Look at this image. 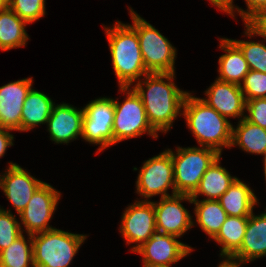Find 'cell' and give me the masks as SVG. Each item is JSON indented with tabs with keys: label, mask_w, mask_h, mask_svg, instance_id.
<instances>
[{
	"label": "cell",
	"mask_w": 266,
	"mask_h": 267,
	"mask_svg": "<svg viewBox=\"0 0 266 267\" xmlns=\"http://www.w3.org/2000/svg\"><path fill=\"white\" fill-rule=\"evenodd\" d=\"M242 51L249 69L266 73V45L263 42L231 39Z\"/></svg>",
	"instance_id": "cell-28"
},
{
	"label": "cell",
	"mask_w": 266,
	"mask_h": 267,
	"mask_svg": "<svg viewBox=\"0 0 266 267\" xmlns=\"http://www.w3.org/2000/svg\"><path fill=\"white\" fill-rule=\"evenodd\" d=\"M192 204L195 206L194 215L196 217L193 226L194 223H197L213 239L220 231L228 215L218 200L192 199Z\"/></svg>",
	"instance_id": "cell-25"
},
{
	"label": "cell",
	"mask_w": 266,
	"mask_h": 267,
	"mask_svg": "<svg viewBox=\"0 0 266 267\" xmlns=\"http://www.w3.org/2000/svg\"><path fill=\"white\" fill-rule=\"evenodd\" d=\"M218 201L228 216L249 217L258 198L251 187L237 178Z\"/></svg>",
	"instance_id": "cell-20"
},
{
	"label": "cell",
	"mask_w": 266,
	"mask_h": 267,
	"mask_svg": "<svg viewBox=\"0 0 266 267\" xmlns=\"http://www.w3.org/2000/svg\"><path fill=\"white\" fill-rule=\"evenodd\" d=\"M6 5H4L1 1H0V11L5 7Z\"/></svg>",
	"instance_id": "cell-41"
},
{
	"label": "cell",
	"mask_w": 266,
	"mask_h": 267,
	"mask_svg": "<svg viewBox=\"0 0 266 267\" xmlns=\"http://www.w3.org/2000/svg\"><path fill=\"white\" fill-rule=\"evenodd\" d=\"M247 5V10H243L237 6L234 7V13L237 11L241 18L243 19L244 24L252 18L257 12L266 9V0H245Z\"/></svg>",
	"instance_id": "cell-34"
},
{
	"label": "cell",
	"mask_w": 266,
	"mask_h": 267,
	"mask_svg": "<svg viewBox=\"0 0 266 267\" xmlns=\"http://www.w3.org/2000/svg\"><path fill=\"white\" fill-rule=\"evenodd\" d=\"M263 156H264V176H265V180H266V150L264 151L263 153Z\"/></svg>",
	"instance_id": "cell-38"
},
{
	"label": "cell",
	"mask_w": 266,
	"mask_h": 267,
	"mask_svg": "<svg viewBox=\"0 0 266 267\" xmlns=\"http://www.w3.org/2000/svg\"><path fill=\"white\" fill-rule=\"evenodd\" d=\"M220 45L225 54L218 59L220 81L241 85L246 74L250 71L247 61L244 59L240 48L228 38H220Z\"/></svg>",
	"instance_id": "cell-19"
},
{
	"label": "cell",
	"mask_w": 266,
	"mask_h": 267,
	"mask_svg": "<svg viewBox=\"0 0 266 267\" xmlns=\"http://www.w3.org/2000/svg\"><path fill=\"white\" fill-rule=\"evenodd\" d=\"M22 234V226L16 217L0 207V252L9 247Z\"/></svg>",
	"instance_id": "cell-30"
},
{
	"label": "cell",
	"mask_w": 266,
	"mask_h": 267,
	"mask_svg": "<svg viewBox=\"0 0 266 267\" xmlns=\"http://www.w3.org/2000/svg\"><path fill=\"white\" fill-rule=\"evenodd\" d=\"M27 23L8 6L0 11V49L7 51L27 44L29 36Z\"/></svg>",
	"instance_id": "cell-23"
},
{
	"label": "cell",
	"mask_w": 266,
	"mask_h": 267,
	"mask_svg": "<svg viewBox=\"0 0 266 267\" xmlns=\"http://www.w3.org/2000/svg\"><path fill=\"white\" fill-rule=\"evenodd\" d=\"M121 93L127 97L121 103L114 100L115 112L113 121V145L126 139L147 134L158 138V133L151 127L144 104L140 96L131 86L119 87Z\"/></svg>",
	"instance_id": "cell-7"
},
{
	"label": "cell",
	"mask_w": 266,
	"mask_h": 267,
	"mask_svg": "<svg viewBox=\"0 0 266 267\" xmlns=\"http://www.w3.org/2000/svg\"><path fill=\"white\" fill-rule=\"evenodd\" d=\"M61 193L50 184L43 182L33 193L25 209L19 214L20 224L27 234H36L53 229L49 221L56 210Z\"/></svg>",
	"instance_id": "cell-10"
},
{
	"label": "cell",
	"mask_w": 266,
	"mask_h": 267,
	"mask_svg": "<svg viewBox=\"0 0 266 267\" xmlns=\"http://www.w3.org/2000/svg\"><path fill=\"white\" fill-rule=\"evenodd\" d=\"M119 231L128 245H133L134 252L145 243L156 229V218L153 201L136 200L124 210Z\"/></svg>",
	"instance_id": "cell-11"
},
{
	"label": "cell",
	"mask_w": 266,
	"mask_h": 267,
	"mask_svg": "<svg viewBox=\"0 0 266 267\" xmlns=\"http://www.w3.org/2000/svg\"><path fill=\"white\" fill-rule=\"evenodd\" d=\"M83 111L81 138L90 144L100 145L96 153L113 146L114 99L97 98L83 107Z\"/></svg>",
	"instance_id": "cell-9"
},
{
	"label": "cell",
	"mask_w": 266,
	"mask_h": 267,
	"mask_svg": "<svg viewBox=\"0 0 266 267\" xmlns=\"http://www.w3.org/2000/svg\"><path fill=\"white\" fill-rule=\"evenodd\" d=\"M171 153L174 165V185L176 194L192 195L207 169L221 156L208 147H177Z\"/></svg>",
	"instance_id": "cell-6"
},
{
	"label": "cell",
	"mask_w": 266,
	"mask_h": 267,
	"mask_svg": "<svg viewBox=\"0 0 266 267\" xmlns=\"http://www.w3.org/2000/svg\"><path fill=\"white\" fill-rule=\"evenodd\" d=\"M45 2L46 0H11L7 6L30 24L45 16Z\"/></svg>",
	"instance_id": "cell-29"
},
{
	"label": "cell",
	"mask_w": 266,
	"mask_h": 267,
	"mask_svg": "<svg viewBox=\"0 0 266 267\" xmlns=\"http://www.w3.org/2000/svg\"><path fill=\"white\" fill-rule=\"evenodd\" d=\"M137 32L145 68L149 73H175L177 50L154 26L128 8Z\"/></svg>",
	"instance_id": "cell-5"
},
{
	"label": "cell",
	"mask_w": 266,
	"mask_h": 267,
	"mask_svg": "<svg viewBox=\"0 0 266 267\" xmlns=\"http://www.w3.org/2000/svg\"><path fill=\"white\" fill-rule=\"evenodd\" d=\"M12 130L0 127V158L4 157V154L8 147L13 146L14 135L10 134Z\"/></svg>",
	"instance_id": "cell-35"
},
{
	"label": "cell",
	"mask_w": 266,
	"mask_h": 267,
	"mask_svg": "<svg viewBox=\"0 0 266 267\" xmlns=\"http://www.w3.org/2000/svg\"><path fill=\"white\" fill-rule=\"evenodd\" d=\"M175 73H149L132 88L140 96L151 127L158 133H167L182 106L187 91L180 90L173 82Z\"/></svg>",
	"instance_id": "cell-1"
},
{
	"label": "cell",
	"mask_w": 266,
	"mask_h": 267,
	"mask_svg": "<svg viewBox=\"0 0 266 267\" xmlns=\"http://www.w3.org/2000/svg\"><path fill=\"white\" fill-rule=\"evenodd\" d=\"M182 116L201 147L214 149L219 154L224 147L231 148L233 124L201 98L188 92L183 102Z\"/></svg>",
	"instance_id": "cell-2"
},
{
	"label": "cell",
	"mask_w": 266,
	"mask_h": 267,
	"mask_svg": "<svg viewBox=\"0 0 266 267\" xmlns=\"http://www.w3.org/2000/svg\"><path fill=\"white\" fill-rule=\"evenodd\" d=\"M42 183L43 181L31 176L24 168L13 162H9L7 170L4 174H0V189L18 215L25 209L33 193Z\"/></svg>",
	"instance_id": "cell-14"
},
{
	"label": "cell",
	"mask_w": 266,
	"mask_h": 267,
	"mask_svg": "<svg viewBox=\"0 0 266 267\" xmlns=\"http://www.w3.org/2000/svg\"><path fill=\"white\" fill-rule=\"evenodd\" d=\"M245 119L266 129V98H255L246 101Z\"/></svg>",
	"instance_id": "cell-32"
},
{
	"label": "cell",
	"mask_w": 266,
	"mask_h": 267,
	"mask_svg": "<svg viewBox=\"0 0 266 267\" xmlns=\"http://www.w3.org/2000/svg\"><path fill=\"white\" fill-rule=\"evenodd\" d=\"M104 30L109 43L112 65L119 87L133 86L149 72L145 68L139 39L131 24L116 21L114 26Z\"/></svg>",
	"instance_id": "cell-3"
},
{
	"label": "cell",
	"mask_w": 266,
	"mask_h": 267,
	"mask_svg": "<svg viewBox=\"0 0 266 267\" xmlns=\"http://www.w3.org/2000/svg\"><path fill=\"white\" fill-rule=\"evenodd\" d=\"M143 267H171V264L170 265L143 266Z\"/></svg>",
	"instance_id": "cell-39"
},
{
	"label": "cell",
	"mask_w": 266,
	"mask_h": 267,
	"mask_svg": "<svg viewBox=\"0 0 266 267\" xmlns=\"http://www.w3.org/2000/svg\"><path fill=\"white\" fill-rule=\"evenodd\" d=\"M232 146H239L247 153L263 155L266 150V129L242 118L236 128L232 127Z\"/></svg>",
	"instance_id": "cell-24"
},
{
	"label": "cell",
	"mask_w": 266,
	"mask_h": 267,
	"mask_svg": "<svg viewBox=\"0 0 266 267\" xmlns=\"http://www.w3.org/2000/svg\"><path fill=\"white\" fill-rule=\"evenodd\" d=\"M23 233L7 248L0 252V267H34L32 235Z\"/></svg>",
	"instance_id": "cell-27"
},
{
	"label": "cell",
	"mask_w": 266,
	"mask_h": 267,
	"mask_svg": "<svg viewBox=\"0 0 266 267\" xmlns=\"http://www.w3.org/2000/svg\"><path fill=\"white\" fill-rule=\"evenodd\" d=\"M220 159L221 156L204 173L198 188L191 195L192 199L203 195L206 197L204 200H218L235 182L237 177L231 176L227 169L220 165Z\"/></svg>",
	"instance_id": "cell-21"
},
{
	"label": "cell",
	"mask_w": 266,
	"mask_h": 267,
	"mask_svg": "<svg viewBox=\"0 0 266 267\" xmlns=\"http://www.w3.org/2000/svg\"><path fill=\"white\" fill-rule=\"evenodd\" d=\"M177 238L156 230L134 253L142 256L143 266L175 264L193 251Z\"/></svg>",
	"instance_id": "cell-12"
},
{
	"label": "cell",
	"mask_w": 266,
	"mask_h": 267,
	"mask_svg": "<svg viewBox=\"0 0 266 267\" xmlns=\"http://www.w3.org/2000/svg\"><path fill=\"white\" fill-rule=\"evenodd\" d=\"M0 1L6 6L11 2V0H0Z\"/></svg>",
	"instance_id": "cell-40"
},
{
	"label": "cell",
	"mask_w": 266,
	"mask_h": 267,
	"mask_svg": "<svg viewBox=\"0 0 266 267\" xmlns=\"http://www.w3.org/2000/svg\"><path fill=\"white\" fill-rule=\"evenodd\" d=\"M183 200L192 204L191 195L187 194L160 197L159 202H153L157 231L179 238L192 228L193 216L181 204Z\"/></svg>",
	"instance_id": "cell-13"
},
{
	"label": "cell",
	"mask_w": 266,
	"mask_h": 267,
	"mask_svg": "<svg viewBox=\"0 0 266 267\" xmlns=\"http://www.w3.org/2000/svg\"><path fill=\"white\" fill-rule=\"evenodd\" d=\"M245 36L248 38L260 36L266 41V9L257 12L245 24ZM254 35V36H253Z\"/></svg>",
	"instance_id": "cell-33"
},
{
	"label": "cell",
	"mask_w": 266,
	"mask_h": 267,
	"mask_svg": "<svg viewBox=\"0 0 266 267\" xmlns=\"http://www.w3.org/2000/svg\"><path fill=\"white\" fill-rule=\"evenodd\" d=\"M240 86L245 101L266 98V73L250 70Z\"/></svg>",
	"instance_id": "cell-31"
},
{
	"label": "cell",
	"mask_w": 266,
	"mask_h": 267,
	"mask_svg": "<svg viewBox=\"0 0 266 267\" xmlns=\"http://www.w3.org/2000/svg\"><path fill=\"white\" fill-rule=\"evenodd\" d=\"M248 217L228 216L213 240L220 244V257H232L241 247Z\"/></svg>",
	"instance_id": "cell-26"
},
{
	"label": "cell",
	"mask_w": 266,
	"mask_h": 267,
	"mask_svg": "<svg viewBox=\"0 0 266 267\" xmlns=\"http://www.w3.org/2000/svg\"><path fill=\"white\" fill-rule=\"evenodd\" d=\"M224 260L218 265V267H241L242 263L232 257H223Z\"/></svg>",
	"instance_id": "cell-37"
},
{
	"label": "cell",
	"mask_w": 266,
	"mask_h": 267,
	"mask_svg": "<svg viewBox=\"0 0 266 267\" xmlns=\"http://www.w3.org/2000/svg\"><path fill=\"white\" fill-rule=\"evenodd\" d=\"M201 98L225 118H245L246 101L241 86L216 79Z\"/></svg>",
	"instance_id": "cell-17"
},
{
	"label": "cell",
	"mask_w": 266,
	"mask_h": 267,
	"mask_svg": "<svg viewBox=\"0 0 266 267\" xmlns=\"http://www.w3.org/2000/svg\"><path fill=\"white\" fill-rule=\"evenodd\" d=\"M54 105L55 102L50 97L32 87L23 104L21 132H27L41 124H47Z\"/></svg>",
	"instance_id": "cell-22"
},
{
	"label": "cell",
	"mask_w": 266,
	"mask_h": 267,
	"mask_svg": "<svg viewBox=\"0 0 266 267\" xmlns=\"http://www.w3.org/2000/svg\"><path fill=\"white\" fill-rule=\"evenodd\" d=\"M266 256V208L260 215L248 217L246 232L240 249L232 256L242 264Z\"/></svg>",
	"instance_id": "cell-18"
},
{
	"label": "cell",
	"mask_w": 266,
	"mask_h": 267,
	"mask_svg": "<svg viewBox=\"0 0 266 267\" xmlns=\"http://www.w3.org/2000/svg\"><path fill=\"white\" fill-rule=\"evenodd\" d=\"M212 5L219 10L229 14L232 18H235L233 0H209Z\"/></svg>",
	"instance_id": "cell-36"
},
{
	"label": "cell",
	"mask_w": 266,
	"mask_h": 267,
	"mask_svg": "<svg viewBox=\"0 0 266 267\" xmlns=\"http://www.w3.org/2000/svg\"><path fill=\"white\" fill-rule=\"evenodd\" d=\"M171 187L172 194L168 193ZM136 193L149 201L155 195L169 197L176 194L174 185V165L168 150L149 158L143 163L137 181Z\"/></svg>",
	"instance_id": "cell-8"
},
{
	"label": "cell",
	"mask_w": 266,
	"mask_h": 267,
	"mask_svg": "<svg viewBox=\"0 0 266 267\" xmlns=\"http://www.w3.org/2000/svg\"><path fill=\"white\" fill-rule=\"evenodd\" d=\"M83 117V108L77 109L69 103L55 104L46 124L50 140L56 144L76 140L82 135Z\"/></svg>",
	"instance_id": "cell-16"
},
{
	"label": "cell",
	"mask_w": 266,
	"mask_h": 267,
	"mask_svg": "<svg viewBox=\"0 0 266 267\" xmlns=\"http://www.w3.org/2000/svg\"><path fill=\"white\" fill-rule=\"evenodd\" d=\"M33 79L25 78L0 87V127L21 132V113Z\"/></svg>",
	"instance_id": "cell-15"
},
{
	"label": "cell",
	"mask_w": 266,
	"mask_h": 267,
	"mask_svg": "<svg viewBox=\"0 0 266 267\" xmlns=\"http://www.w3.org/2000/svg\"><path fill=\"white\" fill-rule=\"evenodd\" d=\"M87 237L55 227L33 234L34 267H69Z\"/></svg>",
	"instance_id": "cell-4"
}]
</instances>
